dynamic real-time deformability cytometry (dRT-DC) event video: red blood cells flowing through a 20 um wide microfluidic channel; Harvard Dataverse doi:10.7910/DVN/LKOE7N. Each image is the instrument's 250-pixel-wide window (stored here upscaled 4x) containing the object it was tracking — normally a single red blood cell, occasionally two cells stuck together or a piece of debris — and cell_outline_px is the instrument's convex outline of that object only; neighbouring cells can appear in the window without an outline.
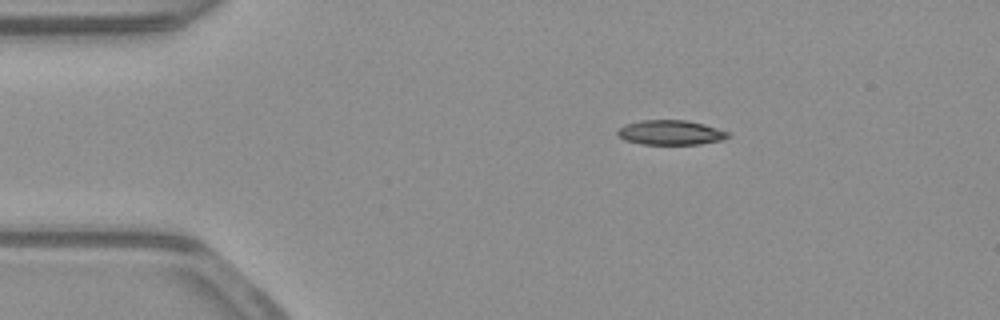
{"species": "common noctule bat (a hibernating species)", "species_latin": "Nyctalus noctula", "temperature_condition": "warm", "stored_images_in_passage": 44, "camera_frame_rate_fps": 3000, "um_per_image_px": 0.085, "animal": {"sex": "male", "body_mass_g": 23.1, "forearm_length_mm": 52.7}, "frame": {"image": 1, "passage_image": 1, "time_ms": 0.0, "image_size_px": [1000, 320], "cell_outline_px": [[732, 136], [724, 140], [700, 144], [640, 144], [624, 140], [616, 132], [624, 124], [640, 120], [688, 120], [704, 124], [732, 132]], "centroid_in_image_um": [57.06, 11.26], "position_along_channel_um": 27.9, "area_um2": 16.18}}
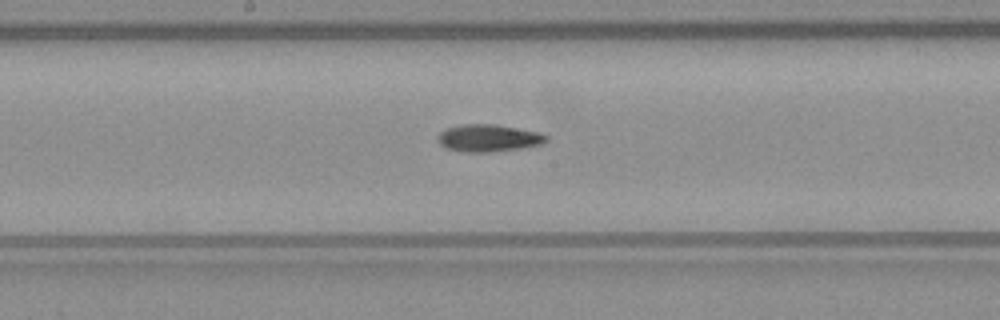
{"frame": {"image": 2, "passage_image": 19, "time_ms": 6.0, "image_size_px": [1000, 320], "cell_outline_px": [[548, 140], [540, 144], [520, 148], [488, 152], [468, 152], [448, 148], [440, 144], [436, 140], [436, 136], [444, 128], [460, 124], [496, 124], [540, 132], [548, 136]], "centroid_in_image_um": [41.49, 11.71], "position_along_channel_um": 206.7, "area_um2": 17.28}}
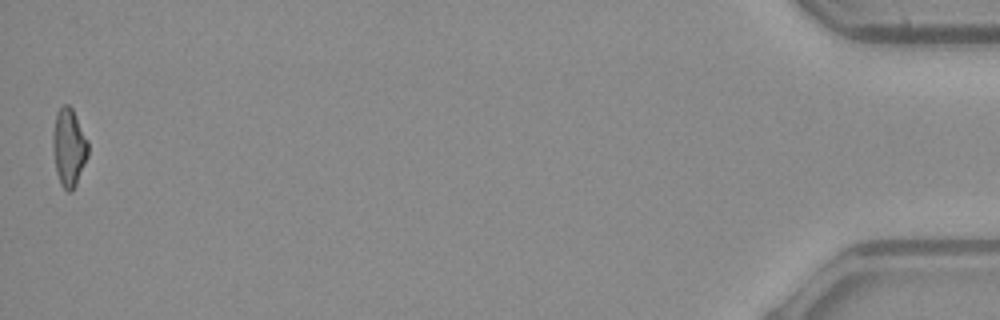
{"frame": {"image": 3, "passage_image": 44, "time_ms": 14.333, "image_size_px": [1000, 320], "cell_outline_px": [[88, 156], [76, 184], [72, 192], [68, 192], [60, 184], [56, 172], [52, 144], [52, 136], [56, 112], [64, 104], [68, 104], [72, 108], [88, 140]], "centroid_in_image_um": [5.85, 12.53], "position_along_channel_um": 429.4, "area_um2": 16.07}, "authors_computed_cell_mechanics": {"area_um2": 16.4152, "velocity_mm_per_s": 3.921, "shape_relaxation_time_tau1_ms": 4.2364, "shape_relaxation_time_tau2_ms": null, "deformation_change_tau1": 0.1865, "deformation_change_tau2": null}}